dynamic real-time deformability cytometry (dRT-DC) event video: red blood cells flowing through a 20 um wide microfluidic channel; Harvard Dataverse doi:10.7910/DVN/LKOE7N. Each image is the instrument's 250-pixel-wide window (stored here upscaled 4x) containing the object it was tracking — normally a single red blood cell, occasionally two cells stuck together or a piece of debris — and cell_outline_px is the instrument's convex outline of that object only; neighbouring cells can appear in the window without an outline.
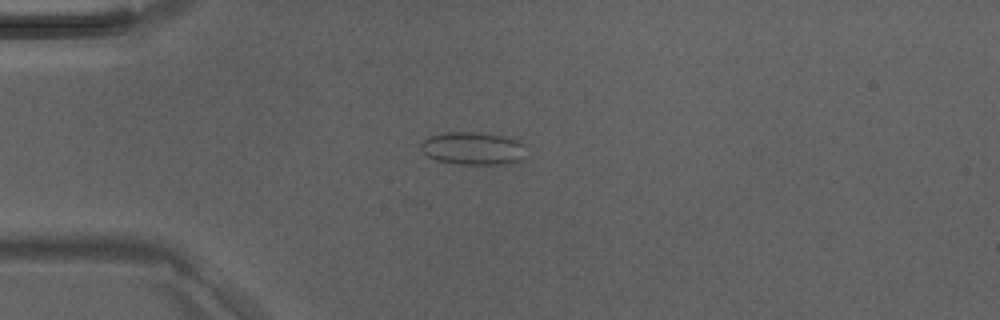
{"species": "Egyptian fruit bat (a non-hibernating species)", "species_latin": "Rousettus aegyptiacus", "temperature_condition": "room temperature", "stored_images_in_passage": 1, "camera_frame_rate_fps": 3000, "um_per_image_px": 0.085, "animal": {"sex": "male"}, "frame": {"image": 1, "passage_image": 1, "time_ms": 0.0, "image_size_px": [1000, 320], "cell_outline_px": [[528, 144], [520, 160], [512, 164], [452, 164], [436, 160], [428, 156], [420, 148], [420, 144], [428, 136], [444, 132], [480, 132], [508, 136], [520, 140]], "centroid_in_image_um": [40.25, 12.6], "position_along_channel_um": 44.8, "area_um2": 20.69}}